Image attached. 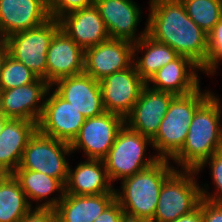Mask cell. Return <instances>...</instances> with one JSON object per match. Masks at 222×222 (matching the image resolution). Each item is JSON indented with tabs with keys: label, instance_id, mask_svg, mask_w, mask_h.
I'll use <instances>...</instances> for the list:
<instances>
[{
	"label": "cell",
	"instance_id": "cell-21",
	"mask_svg": "<svg viewBox=\"0 0 222 222\" xmlns=\"http://www.w3.org/2000/svg\"><path fill=\"white\" fill-rule=\"evenodd\" d=\"M68 168L65 183V193L73 195H99L115 193V188L109 179L106 166L100 159H85L74 169Z\"/></svg>",
	"mask_w": 222,
	"mask_h": 222
},
{
	"label": "cell",
	"instance_id": "cell-29",
	"mask_svg": "<svg viewBox=\"0 0 222 222\" xmlns=\"http://www.w3.org/2000/svg\"><path fill=\"white\" fill-rule=\"evenodd\" d=\"M209 165L211 172L212 184L214 183L215 192L210 193L208 191L209 185H201V195L202 198L215 203H222V152L218 151L211 155L197 170L196 173L199 174L203 169Z\"/></svg>",
	"mask_w": 222,
	"mask_h": 222
},
{
	"label": "cell",
	"instance_id": "cell-18",
	"mask_svg": "<svg viewBox=\"0 0 222 222\" xmlns=\"http://www.w3.org/2000/svg\"><path fill=\"white\" fill-rule=\"evenodd\" d=\"M201 67L191 58L179 55L160 68L146 82L149 87L174 95H186L200 87Z\"/></svg>",
	"mask_w": 222,
	"mask_h": 222
},
{
	"label": "cell",
	"instance_id": "cell-1",
	"mask_svg": "<svg viewBox=\"0 0 222 222\" xmlns=\"http://www.w3.org/2000/svg\"><path fill=\"white\" fill-rule=\"evenodd\" d=\"M147 34L201 68L207 63L208 37L186 13L181 0H149Z\"/></svg>",
	"mask_w": 222,
	"mask_h": 222
},
{
	"label": "cell",
	"instance_id": "cell-14",
	"mask_svg": "<svg viewBox=\"0 0 222 222\" xmlns=\"http://www.w3.org/2000/svg\"><path fill=\"white\" fill-rule=\"evenodd\" d=\"M134 43L110 38L85 50L84 73L95 80L129 68L133 64Z\"/></svg>",
	"mask_w": 222,
	"mask_h": 222
},
{
	"label": "cell",
	"instance_id": "cell-25",
	"mask_svg": "<svg viewBox=\"0 0 222 222\" xmlns=\"http://www.w3.org/2000/svg\"><path fill=\"white\" fill-rule=\"evenodd\" d=\"M138 53L141 55L140 57ZM178 56L179 54L167 44L154 40L148 34L134 43L133 47V64L145 82Z\"/></svg>",
	"mask_w": 222,
	"mask_h": 222
},
{
	"label": "cell",
	"instance_id": "cell-16",
	"mask_svg": "<svg viewBox=\"0 0 222 222\" xmlns=\"http://www.w3.org/2000/svg\"><path fill=\"white\" fill-rule=\"evenodd\" d=\"M85 51L61 28L54 34L46 54V81H56L84 73Z\"/></svg>",
	"mask_w": 222,
	"mask_h": 222
},
{
	"label": "cell",
	"instance_id": "cell-15",
	"mask_svg": "<svg viewBox=\"0 0 222 222\" xmlns=\"http://www.w3.org/2000/svg\"><path fill=\"white\" fill-rule=\"evenodd\" d=\"M174 96L145 84L131 113L125 118V124L131 130L152 139Z\"/></svg>",
	"mask_w": 222,
	"mask_h": 222
},
{
	"label": "cell",
	"instance_id": "cell-4",
	"mask_svg": "<svg viewBox=\"0 0 222 222\" xmlns=\"http://www.w3.org/2000/svg\"><path fill=\"white\" fill-rule=\"evenodd\" d=\"M212 93L200 86L189 94L173 97L156 135L151 139L159 159L171 160L182 149L197 108Z\"/></svg>",
	"mask_w": 222,
	"mask_h": 222
},
{
	"label": "cell",
	"instance_id": "cell-33",
	"mask_svg": "<svg viewBox=\"0 0 222 222\" xmlns=\"http://www.w3.org/2000/svg\"><path fill=\"white\" fill-rule=\"evenodd\" d=\"M93 222H128L126 215L115 198Z\"/></svg>",
	"mask_w": 222,
	"mask_h": 222
},
{
	"label": "cell",
	"instance_id": "cell-12",
	"mask_svg": "<svg viewBox=\"0 0 222 222\" xmlns=\"http://www.w3.org/2000/svg\"><path fill=\"white\" fill-rule=\"evenodd\" d=\"M51 85L41 78L16 88L0 90V112L8 118L38 123Z\"/></svg>",
	"mask_w": 222,
	"mask_h": 222
},
{
	"label": "cell",
	"instance_id": "cell-5",
	"mask_svg": "<svg viewBox=\"0 0 222 222\" xmlns=\"http://www.w3.org/2000/svg\"><path fill=\"white\" fill-rule=\"evenodd\" d=\"M148 145L152 147L149 137L131 130L126 124L122 127L103 159L112 183L147 169L159 160L156 154H147Z\"/></svg>",
	"mask_w": 222,
	"mask_h": 222
},
{
	"label": "cell",
	"instance_id": "cell-30",
	"mask_svg": "<svg viewBox=\"0 0 222 222\" xmlns=\"http://www.w3.org/2000/svg\"><path fill=\"white\" fill-rule=\"evenodd\" d=\"M208 54L207 63L201 68L203 73L214 75L218 71V65L222 60V17L215 24L213 29L207 34ZM220 63V64H219Z\"/></svg>",
	"mask_w": 222,
	"mask_h": 222
},
{
	"label": "cell",
	"instance_id": "cell-10",
	"mask_svg": "<svg viewBox=\"0 0 222 222\" xmlns=\"http://www.w3.org/2000/svg\"><path fill=\"white\" fill-rule=\"evenodd\" d=\"M84 121L85 117L51 87L46 95L37 130L46 136L71 144Z\"/></svg>",
	"mask_w": 222,
	"mask_h": 222
},
{
	"label": "cell",
	"instance_id": "cell-6",
	"mask_svg": "<svg viewBox=\"0 0 222 222\" xmlns=\"http://www.w3.org/2000/svg\"><path fill=\"white\" fill-rule=\"evenodd\" d=\"M195 170L176 169L163 183L150 222H170L196 209L202 200Z\"/></svg>",
	"mask_w": 222,
	"mask_h": 222
},
{
	"label": "cell",
	"instance_id": "cell-8",
	"mask_svg": "<svg viewBox=\"0 0 222 222\" xmlns=\"http://www.w3.org/2000/svg\"><path fill=\"white\" fill-rule=\"evenodd\" d=\"M69 143L46 136L38 130L28 140L17 169L33 170L59 179L64 185L68 177Z\"/></svg>",
	"mask_w": 222,
	"mask_h": 222
},
{
	"label": "cell",
	"instance_id": "cell-28",
	"mask_svg": "<svg viewBox=\"0 0 222 222\" xmlns=\"http://www.w3.org/2000/svg\"><path fill=\"white\" fill-rule=\"evenodd\" d=\"M37 78L28 67L8 54L0 74V90L24 86L34 82Z\"/></svg>",
	"mask_w": 222,
	"mask_h": 222
},
{
	"label": "cell",
	"instance_id": "cell-26",
	"mask_svg": "<svg viewBox=\"0 0 222 222\" xmlns=\"http://www.w3.org/2000/svg\"><path fill=\"white\" fill-rule=\"evenodd\" d=\"M31 208L14 176L0 175V222H18Z\"/></svg>",
	"mask_w": 222,
	"mask_h": 222
},
{
	"label": "cell",
	"instance_id": "cell-22",
	"mask_svg": "<svg viewBox=\"0 0 222 222\" xmlns=\"http://www.w3.org/2000/svg\"><path fill=\"white\" fill-rule=\"evenodd\" d=\"M37 123L10 118L0 133V175L12 174L20 165L28 140Z\"/></svg>",
	"mask_w": 222,
	"mask_h": 222
},
{
	"label": "cell",
	"instance_id": "cell-7",
	"mask_svg": "<svg viewBox=\"0 0 222 222\" xmlns=\"http://www.w3.org/2000/svg\"><path fill=\"white\" fill-rule=\"evenodd\" d=\"M59 29V20L50 17L37 27L8 36L5 41L9 55L28 67L38 78L46 80V54Z\"/></svg>",
	"mask_w": 222,
	"mask_h": 222
},
{
	"label": "cell",
	"instance_id": "cell-2",
	"mask_svg": "<svg viewBox=\"0 0 222 222\" xmlns=\"http://www.w3.org/2000/svg\"><path fill=\"white\" fill-rule=\"evenodd\" d=\"M212 93L196 110L182 149L170 160L180 170H197L222 142V103Z\"/></svg>",
	"mask_w": 222,
	"mask_h": 222
},
{
	"label": "cell",
	"instance_id": "cell-31",
	"mask_svg": "<svg viewBox=\"0 0 222 222\" xmlns=\"http://www.w3.org/2000/svg\"><path fill=\"white\" fill-rule=\"evenodd\" d=\"M95 0H46V7L51 18L59 20L62 16L91 6Z\"/></svg>",
	"mask_w": 222,
	"mask_h": 222
},
{
	"label": "cell",
	"instance_id": "cell-20",
	"mask_svg": "<svg viewBox=\"0 0 222 222\" xmlns=\"http://www.w3.org/2000/svg\"><path fill=\"white\" fill-rule=\"evenodd\" d=\"M49 18L46 0H0V34L3 39L37 27Z\"/></svg>",
	"mask_w": 222,
	"mask_h": 222
},
{
	"label": "cell",
	"instance_id": "cell-37",
	"mask_svg": "<svg viewBox=\"0 0 222 222\" xmlns=\"http://www.w3.org/2000/svg\"><path fill=\"white\" fill-rule=\"evenodd\" d=\"M10 118L5 117L1 112H0V133L4 128L5 123L9 120Z\"/></svg>",
	"mask_w": 222,
	"mask_h": 222
},
{
	"label": "cell",
	"instance_id": "cell-11",
	"mask_svg": "<svg viewBox=\"0 0 222 222\" xmlns=\"http://www.w3.org/2000/svg\"><path fill=\"white\" fill-rule=\"evenodd\" d=\"M145 84L134 64L102 78L99 85L105 111L126 118L131 113Z\"/></svg>",
	"mask_w": 222,
	"mask_h": 222
},
{
	"label": "cell",
	"instance_id": "cell-35",
	"mask_svg": "<svg viewBox=\"0 0 222 222\" xmlns=\"http://www.w3.org/2000/svg\"><path fill=\"white\" fill-rule=\"evenodd\" d=\"M170 222H203L202 200L200 201L199 206L196 209H194L192 212L185 214Z\"/></svg>",
	"mask_w": 222,
	"mask_h": 222
},
{
	"label": "cell",
	"instance_id": "cell-17",
	"mask_svg": "<svg viewBox=\"0 0 222 222\" xmlns=\"http://www.w3.org/2000/svg\"><path fill=\"white\" fill-rule=\"evenodd\" d=\"M51 87L85 118L98 116L105 112L99 81L90 75L82 73L65 77L56 81Z\"/></svg>",
	"mask_w": 222,
	"mask_h": 222
},
{
	"label": "cell",
	"instance_id": "cell-34",
	"mask_svg": "<svg viewBox=\"0 0 222 222\" xmlns=\"http://www.w3.org/2000/svg\"><path fill=\"white\" fill-rule=\"evenodd\" d=\"M203 222H222V203H215L202 198Z\"/></svg>",
	"mask_w": 222,
	"mask_h": 222
},
{
	"label": "cell",
	"instance_id": "cell-19",
	"mask_svg": "<svg viewBox=\"0 0 222 222\" xmlns=\"http://www.w3.org/2000/svg\"><path fill=\"white\" fill-rule=\"evenodd\" d=\"M60 28L84 51L110 39L95 4L70 12L59 19Z\"/></svg>",
	"mask_w": 222,
	"mask_h": 222
},
{
	"label": "cell",
	"instance_id": "cell-32",
	"mask_svg": "<svg viewBox=\"0 0 222 222\" xmlns=\"http://www.w3.org/2000/svg\"><path fill=\"white\" fill-rule=\"evenodd\" d=\"M18 222H57L54 208L32 207Z\"/></svg>",
	"mask_w": 222,
	"mask_h": 222
},
{
	"label": "cell",
	"instance_id": "cell-13",
	"mask_svg": "<svg viewBox=\"0 0 222 222\" xmlns=\"http://www.w3.org/2000/svg\"><path fill=\"white\" fill-rule=\"evenodd\" d=\"M94 4L99 9L110 38L136 43L147 35V20L145 29L140 34L137 32L143 12L134 0H95Z\"/></svg>",
	"mask_w": 222,
	"mask_h": 222
},
{
	"label": "cell",
	"instance_id": "cell-27",
	"mask_svg": "<svg viewBox=\"0 0 222 222\" xmlns=\"http://www.w3.org/2000/svg\"><path fill=\"white\" fill-rule=\"evenodd\" d=\"M187 15L207 34L222 17V0H181Z\"/></svg>",
	"mask_w": 222,
	"mask_h": 222
},
{
	"label": "cell",
	"instance_id": "cell-24",
	"mask_svg": "<svg viewBox=\"0 0 222 222\" xmlns=\"http://www.w3.org/2000/svg\"><path fill=\"white\" fill-rule=\"evenodd\" d=\"M116 198V193L99 195L64 194L54 208L57 222H93Z\"/></svg>",
	"mask_w": 222,
	"mask_h": 222
},
{
	"label": "cell",
	"instance_id": "cell-23",
	"mask_svg": "<svg viewBox=\"0 0 222 222\" xmlns=\"http://www.w3.org/2000/svg\"><path fill=\"white\" fill-rule=\"evenodd\" d=\"M12 175L19 182L21 189L24 191L32 207L35 201L38 203H36L34 207L55 208L63 199L65 185L57 178L26 169H16ZM56 192L57 194L54 197V193ZM52 194L53 197H51Z\"/></svg>",
	"mask_w": 222,
	"mask_h": 222
},
{
	"label": "cell",
	"instance_id": "cell-36",
	"mask_svg": "<svg viewBox=\"0 0 222 222\" xmlns=\"http://www.w3.org/2000/svg\"><path fill=\"white\" fill-rule=\"evenodd\" d=\"M8 54H9L8 45L5 39H3L0 41V74L2 71L3 63L7 58Z\"/></svg>",
	"mask_w": 222,
	"mask_h": 222
},
{
	"label": "cell",
	"instance_id": "cell-9",
	"mask_svg": "<svg viewBox=\"0 0 222 222\" xmlns=\"http://www.w3.org/2000/svg\"><path fill=\"white\" fill-rule=\"evenodd\" d=\"M124 125L125 118L107 111L85 118L78 135L70 144L72 153L81 150L87 159L103 160Z\"/></svg>",
	"mask_w": 222,
	"mask_h": 222
},
{
	"label": "cell",
	"instance_id": "cell-3",
	"mask_svg": "<svg viewBox=\"0 0 222 222\" xmlns=\"http://www.w3.org/2000/svg\"><path fill=\"white\" fill-rule=\"evenodd\" d=\"M170 162L159 159L149 168L121 180V188L115 189V193L128 222L153 219L162 185L178 169Z\"/></svg>",
	"mask_w": 222,
	"mask_h": 222
}]
</instances>
